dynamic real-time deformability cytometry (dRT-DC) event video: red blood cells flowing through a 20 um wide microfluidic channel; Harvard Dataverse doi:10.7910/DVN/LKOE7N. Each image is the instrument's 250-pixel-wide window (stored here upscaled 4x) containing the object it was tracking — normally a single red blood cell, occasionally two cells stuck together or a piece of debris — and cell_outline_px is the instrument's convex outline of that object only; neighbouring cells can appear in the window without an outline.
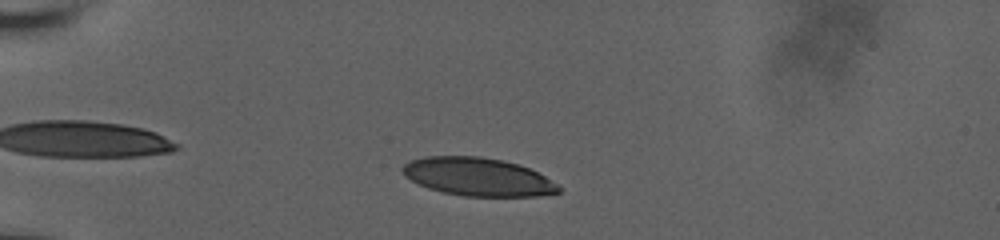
{"species": "human", "species_latin": "Homo sapiens", "temperature_condition": "room temperature", "stored_images_in_passage": 25, "camera_frame_rate_fps": 3000, "um_per_image_px": 0.085, "donor": {"sex": "male"}, "frame": {"image": 1, "passage_image": 3, "time_ms": 0.667, "image_size_px": [1000, 240], "cell_outline_px": [[560, 192], [536, 196], [464, 196], [444, 192], [428, 188], [404, 176], [400, 168], [404, 164], [412, 160], [424, 156], [480, 156], [500, 160], [516, 164], [528, 168], [560, 184]], "centroid_in_image_um": [40.6, 15.03], "position_along_channel_um": 44.4, "area_um2": 34.51}}
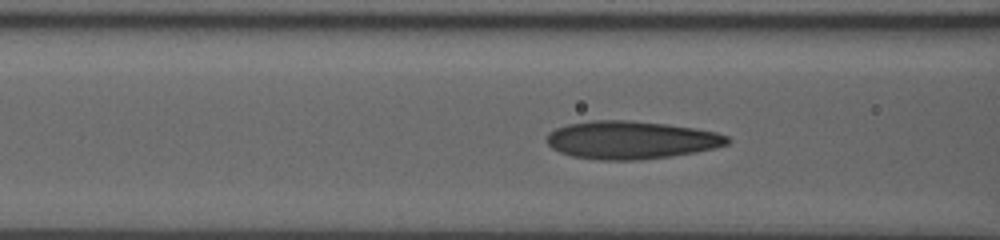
{"frame": {"image": 2, "passage_image": 15, "time_ms": 3.667, "image_size_px": [1000, 240], "cell_outline_px": [[732, 140], [728, 144], [716, 148], [668, 156], [640, 160], [600, 160], [572, 156], [560, 152], [552, 148], [548, 144], [548, 132], [556, 128], [568, 124], [592, 120], [628, 120], [664, 124], [692, 128], [716, 132], [728, 136]], "centroid_in_image_um": [53.63, 11.9], "position_along_channel_um": 113.0, "area_um2": 39.71}}
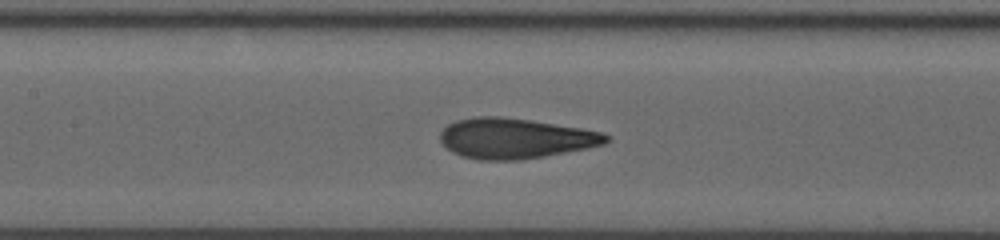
{"frame": {"image": 3, "passage_image": 21, "time_ms": 5.0, "image_size_px": [1000, 240], "cell_outline_px": [[612, 140], [604, 144], [588, 148], [544, 156], [520, 160], [476, 160], [460, 156], [452, 152], [440, 140], [440, 132], [448, 124], [456, 120], [476, 116], [500, 116], [532, 120], [604, 132]], "centroid_in_image_um": [43.79, 11.76], "position_along_channel_um": 163.6, "area_um2": 39.19}}